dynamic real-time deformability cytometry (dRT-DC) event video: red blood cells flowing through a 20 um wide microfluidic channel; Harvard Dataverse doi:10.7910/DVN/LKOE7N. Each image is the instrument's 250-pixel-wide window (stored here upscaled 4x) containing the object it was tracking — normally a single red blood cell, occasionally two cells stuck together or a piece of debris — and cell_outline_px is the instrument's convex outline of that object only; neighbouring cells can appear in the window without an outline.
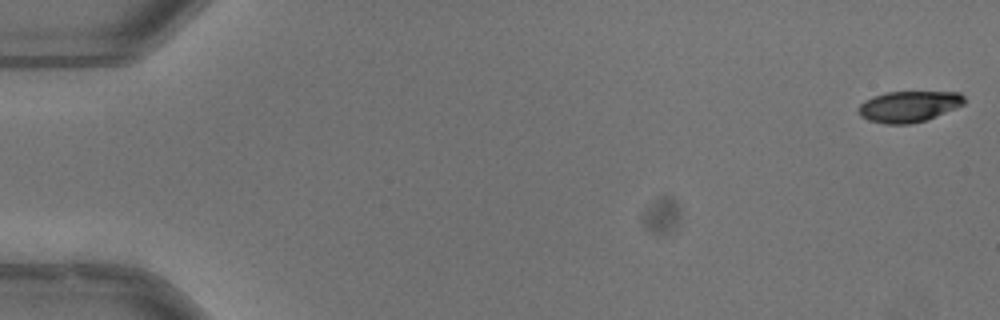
{"species": "common noctule bat (a hibernating species)", "species_latin": "Nyctalus noctula", "temperature_condition": "warm", "stored_images_in_passage": 53, "camera_frame_rate_fps": 3000, "um_per_image_px": 0.085, "animal": {"sex": "male", "body_mass_g": 13.3}, "frame": {"image": 1, "passage_image": 1, "time_ms": 0.0, "image_size_px": [1000, 320], "cell_outline_px": [[964, 104], [924, 120], [908, 124], [884, 124], [868, 120], [860, 116], [856, 108], [864, 100], [872, 96], [884, 92], [960, 92], [964, 96]], "centroid_in_image_um": [77.17, 9.04], "position_along_channel_um": 7.8, "area_um2": 19.07}}
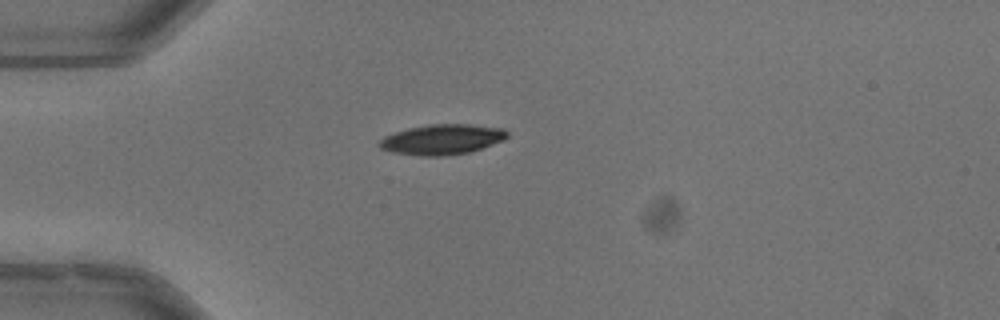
{"frame": {"image": 2, "passage_image": 15, "time_ms": 4.667, "image_size_px": [1000, 320], "cell_outline_px": [[508, 136], [504, 140], [468, 152], [444, 156], [420, 156], [392, 152], [380, 148], [376, 144], [384, 136], [408, 128], [428, 124], [468, 124], [504, 128], [508, 132]], "centroid_in_image_um": [37.56, 11.85], "position_along_channel_um": 47.4, "area_um2": 22.54}}
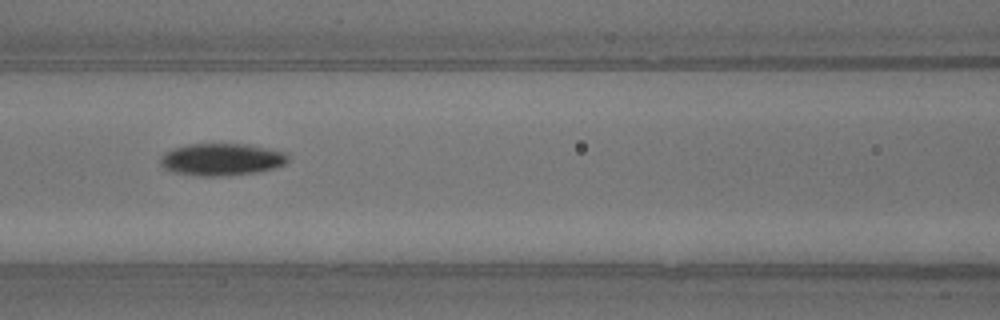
{"frame": {"image": 3, "passage_image": 24, "time_ms": 7.667, "image_size_px": [1000, 320], "cell_outline_px": [[288, 160], [284, 164], [272, 168], [256, 172], [224, 176], [200, 176], [172, 172], [164, 168], [160, 164], [160, 156], [164, 152], [172, 148], [188, 144], [248, 144], [288, 152]], "centroid_in_image_um": [18.81, 13.54], "position_along_channel_um": 147.8, "area_um2": 24.1}, "authors_computed_cell_mechanics": {"area_um2": 22.1952, "velocity_mm_per_s": 3.9774, "shape_relaxation_time_tau1_ms": 4.1867, "shape_relaxation_time_tau2_ms": 3.8366, "deformation_change_tau1": 0.1648, "deformation_change_tau2": 0.0862}}